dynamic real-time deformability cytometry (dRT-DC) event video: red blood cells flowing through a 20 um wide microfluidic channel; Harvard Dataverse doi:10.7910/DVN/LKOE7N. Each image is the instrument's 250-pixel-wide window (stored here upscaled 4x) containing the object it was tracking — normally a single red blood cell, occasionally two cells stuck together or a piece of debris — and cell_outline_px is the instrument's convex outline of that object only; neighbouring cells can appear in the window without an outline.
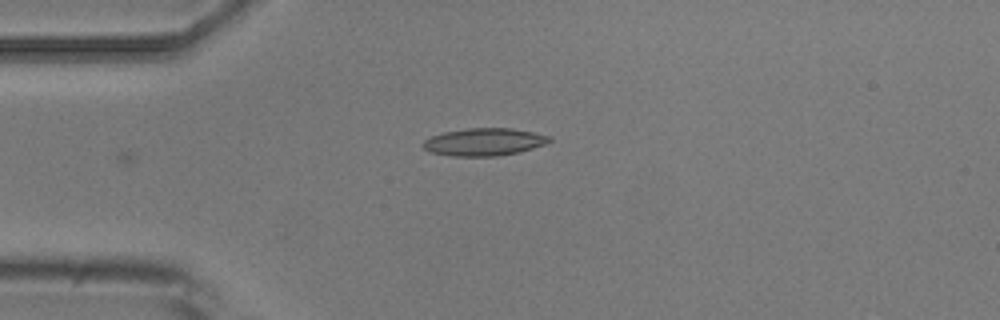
{"species": "common noctule bat (a hibernating species)", "species_latin": "Nyctalus noctula", "temperature_condition": "room temperature", "stored_images_in_passage": 6, "camera_frame_rate_fps": 3000, "um_per_image_px": 0.085, "animal": {"sex": "male", "body_mass_g": 20.5, "forearm_length_mm": 52.5}, "frame": {"image": 1, "passage_image": 6, "time_ms": 5.667, "image_size_px": [1000, 320], "cell_outline_px": [[552, 140], [544, 144], [520, 152], [496, 156], [452, 156], [432, 152], [424, 148], [424, 140], [432, 136], [444, 132], [468, 128], [512, 128], [552, 136]], "centroid_in_image_um": [41.18, 12.06], "position_along_channel_um": 43.8, "area_um2": 20.11}}